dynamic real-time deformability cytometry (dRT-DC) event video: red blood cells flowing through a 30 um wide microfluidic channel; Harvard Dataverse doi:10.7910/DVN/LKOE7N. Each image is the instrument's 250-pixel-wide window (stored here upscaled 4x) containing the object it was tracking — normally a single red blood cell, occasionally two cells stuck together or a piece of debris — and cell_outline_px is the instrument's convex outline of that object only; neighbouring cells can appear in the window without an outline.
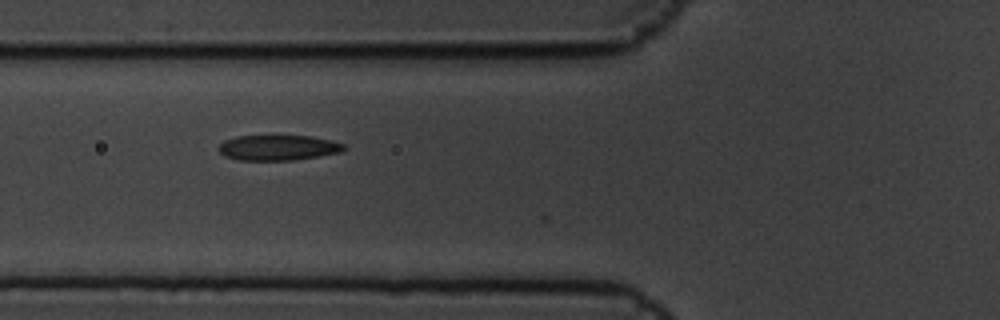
{"species": "common noctule bat (a hibernating species)", "species_latin": "Nyctalus noctula", "temperature_condition": "cold", "stored_images_in_passage": 4, "camera_frame_rate_fps": 3000, "um_per_image_px": 0.085, "animal": {"sex": "male", "body_mass_g": 19.5, "forearm_length_mm": 54.6}, "frame": {"image": 1, "passage_image": 3, "time_ms": 0.667, "image_size_px": [1000, 320], "cell_outline_px": [[348, 148], [340, 152], [320, 156], [296, 160], [236, 160], [224, 156], [216, 148], [224, 140], [236, 136], [312, 136], [332, 140], [344, 144]], "centroid_in_image_um": [23.64, 12.55], "position_along_channel_um": 102.2, "area_um2": 18.73}}